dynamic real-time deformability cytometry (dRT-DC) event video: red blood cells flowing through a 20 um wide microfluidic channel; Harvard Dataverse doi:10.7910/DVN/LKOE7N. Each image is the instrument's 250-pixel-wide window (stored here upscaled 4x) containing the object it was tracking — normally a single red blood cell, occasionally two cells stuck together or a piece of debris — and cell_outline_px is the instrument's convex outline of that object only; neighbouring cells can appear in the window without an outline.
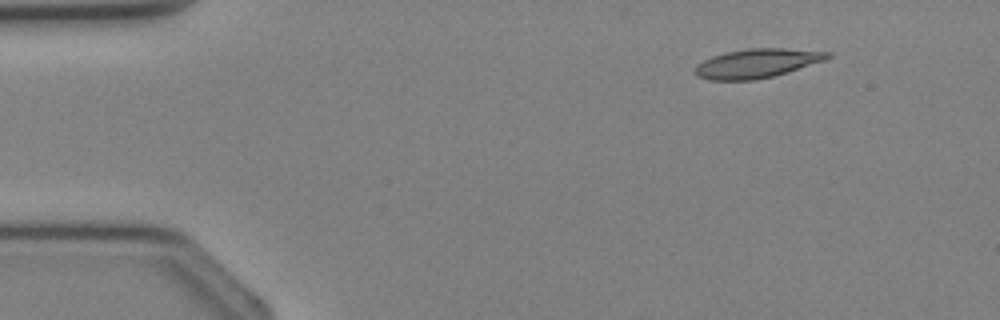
{"species": "Egyptian fruit bat (a non-hibernating species)", "species_latin": "Rousettus aegyptiacus", "temperature_condition": "cold", "stored_images_in_passage": 33, "camera_frame_rate_fps": 3000, "um_per_image_px": 0.085, "animal": {"sex": "female"}, "frame": {"image": 1, "passage_image": 1, "time_ms": 0.0, "image_size_px": [1000, 320], "cell_outline_px": [[832, 56], [824, 60], [788, 72], [772, 76], [752, 80], [708, 80], [696, 76], [696, 64], [712, 56], [724, 52], [748, 48], [784, 48], [832, 52]], "centroid_in_image_um": [64.33, 5.37], "position_along_channel_um": 20.7, "area_um2": 22.43}}
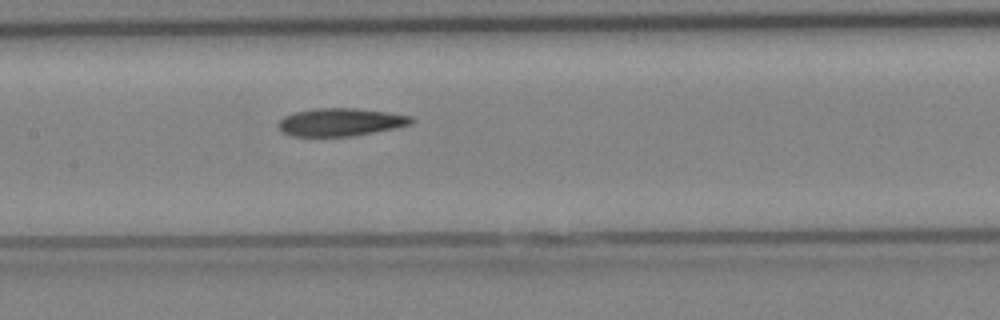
{"frame": {"image": 2, "passage_image": 14, "time_ms": 4.333, "image_size_px": [1000, 320], "cell_outline_px": [[416, 120], [412, 124], [396, 128], [352, 136], [292, 136], [284, 132], [276, 124], [284, 116], [296, 112], [316, 108], [356, 108], [388, 112], [412, 116]], "centroid_in_image_um": [28.99, 10.37], "position_along_channel_um": 178.4, "area_um2": 21.62}}
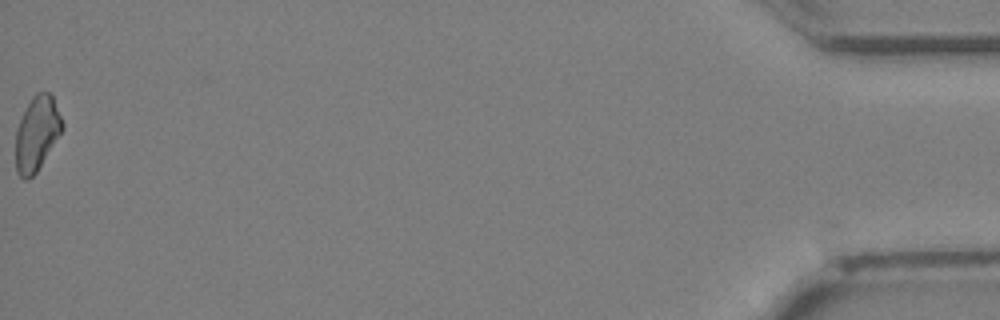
{"frame": {"image": 3, "passage_image": 33, "time_ms": 10.667, "image_size_px": [1000, 320], "cell_outline_px": [[64, 128], [36, 172], [28, 180], [24, 180], [16, 172], [16, 128], [32, 96], [36, 92], [52, 92], [64, 124]], "centroid_in_image_um": [3.15, 11.32], "position_along_channel_um": 432.1, "area_um2": 20.23}}